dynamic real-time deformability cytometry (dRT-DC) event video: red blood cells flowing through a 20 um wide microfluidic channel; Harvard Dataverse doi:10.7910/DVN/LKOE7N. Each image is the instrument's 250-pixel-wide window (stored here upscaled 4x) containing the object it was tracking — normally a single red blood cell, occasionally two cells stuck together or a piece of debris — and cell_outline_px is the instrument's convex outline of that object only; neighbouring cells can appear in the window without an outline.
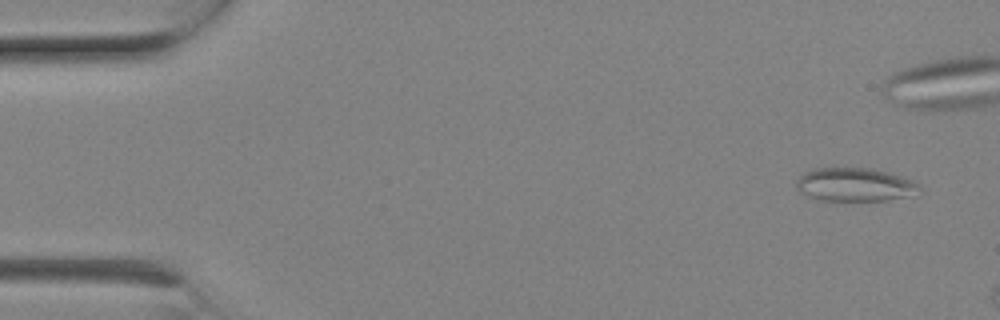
{"species": "Egyptian fruit bat (a non-hibernating species)", "species_latin": "Rousettus aegyptiacus", "temperature_condition": "room temperature", "stored_images_in_passage": 5, "camera_frame_rate_fps": 3000, "um_per_image_px": 0.085, "animal": {"sex": "female"}, "frame": {"image": 1, "passage_image": 2, "time_ms": 0.333, "image_size_px": [1000, 320], "cell_outline_px": [[920, 188], [908, 196], [884, 200], [820, 200], [800, 192], [796, 188], [796, 180], [804, 172], [812, 168], [872, 168], [888, 172], [912, 180], [920, 184]], "centroid_in_image_um": [72.62, 15.68], "position_along_channel_um": 12.4, "area_um2": 23.76}}